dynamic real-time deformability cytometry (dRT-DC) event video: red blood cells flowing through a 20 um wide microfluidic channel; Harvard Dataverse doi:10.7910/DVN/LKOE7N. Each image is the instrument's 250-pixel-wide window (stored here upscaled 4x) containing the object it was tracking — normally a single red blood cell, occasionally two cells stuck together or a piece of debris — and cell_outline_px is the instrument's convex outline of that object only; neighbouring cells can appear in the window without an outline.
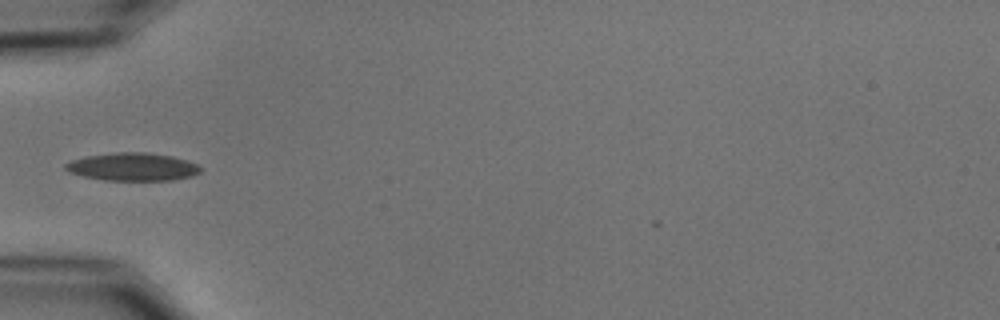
{"species": "common noctule bat (a hibernating species)", "species_latin": "Nyctalus noctula", "temperature_condition": "cold", "stored_images_in_passage": 39, "camera_frame_rate_fps": 3000, "um_per_image_px": 0.085, "animal": {"sex": "male", "body_mass_g": 15.6}, "frame": {"image": 1, "passage_image": 3, "time_ms": 0.667, "image_size_px": [1000, 320], "cell_outline_px": [[200, 172], [192, 176], [172, 180], [104, 180], [84, 176], [68, 172], [64, 168], [64, 164], [72, 160], [84, 156], [116, 152], [148, 152], [172, 156], [196, 164], [200, 168]], "centroid_in_image_um": [11.23, 14.17], "position_along_channel_um": 73.8, "area_um2": 21.91}}
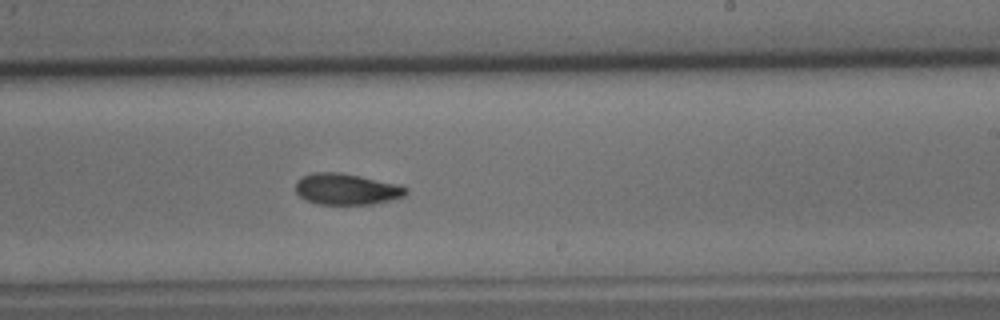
{"frame": {"image": 2, "passage_image": 18, "time_ms": 5.667, "image_size_px": [1000, 320], "cell_outline_px": [[408, 192], [404, 196], [372, 204], [320, 204], [304, 200], [296, 192], [296, 180], [312, 172], [340, 172], [360, 176], [396, 184], [408, 188]], "centroid_in_image_um": [29.42, 16.07], "position_along_channel_um": 259.6, "area_um2": 19.94}}
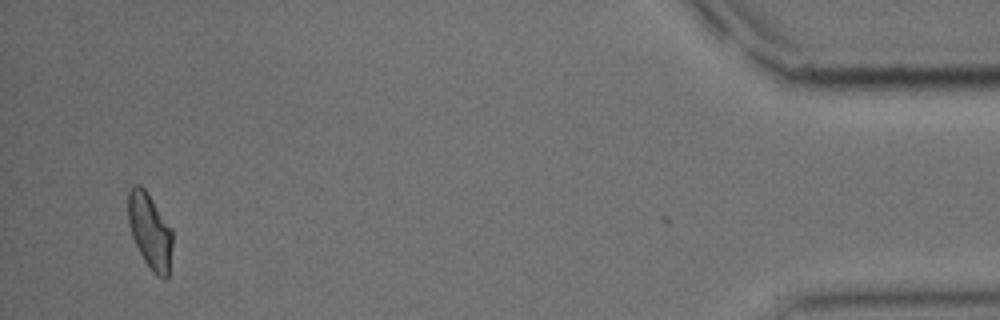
{"frame": {"image": 3, "passage_image": 37, "time_ms": 12.0, "image_size_px": [1000, 320], "cell_outline_px": [[172, 244], [168, 276], [164, 280], [156, 276], [152, 272], [144, 260], [132, 236], [128, 220], [128, 192], [132, 184], [140, 184], [144, 188], [172, 228]], "centroid_in_image_um": [12.74, 19.63], "position_along_channel_um": 422.5, "area_um2": 19.48}, "authors_computed_cell_mechanics": {"area_um2": 19.8832, "velocity_mm_per_s": 3.7059, "shape_relaxation_time_tau1_ms": 5.0678, "shape_relaxation_time_tau2_ms": 8.6741, "deformation_change_tau1": 0.1345, "deformation_change_tau2": 0.1431}}